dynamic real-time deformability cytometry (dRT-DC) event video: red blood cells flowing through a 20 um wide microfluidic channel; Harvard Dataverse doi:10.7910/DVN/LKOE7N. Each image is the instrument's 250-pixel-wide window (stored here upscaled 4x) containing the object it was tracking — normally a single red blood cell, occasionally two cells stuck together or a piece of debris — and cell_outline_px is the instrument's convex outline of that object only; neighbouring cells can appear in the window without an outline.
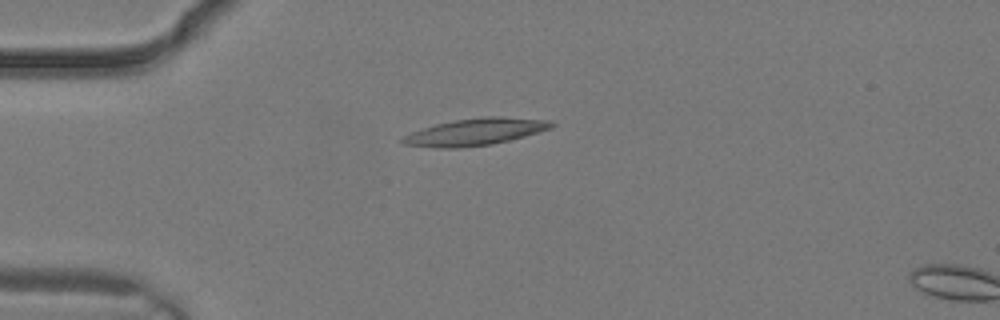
{"species": "common noctule bat (a hibernating species)", "species_latin": "Nyctalus noctula", "temperature_condition": "warm", "stored_images_in_passage": 3, "camera_frame_rate_fps": 3000, "um_per_image_px": 0.085, "animal": {"sex": "male", "body_mass_g": 19.2, "forearm_length_mm": 51.8}, "frame": {"image": 1, "passage_image": 2, "time_ms": 0.333, "image_size_px": [1000, 320], "cell_outline_px": [[556, 124], [552, 128], [524, 136], [492, 144], [460, 148], [436, 148], [400, 144], [400, 140], [404, 136], [412, 132], [436, 124], [456, 120], [488, 116], [500, 116], [548, 120]], "centroid_in_image_um": [40.39, 11.22], "position_along_channel_um": 44.6, "area_um2": 23.24}}